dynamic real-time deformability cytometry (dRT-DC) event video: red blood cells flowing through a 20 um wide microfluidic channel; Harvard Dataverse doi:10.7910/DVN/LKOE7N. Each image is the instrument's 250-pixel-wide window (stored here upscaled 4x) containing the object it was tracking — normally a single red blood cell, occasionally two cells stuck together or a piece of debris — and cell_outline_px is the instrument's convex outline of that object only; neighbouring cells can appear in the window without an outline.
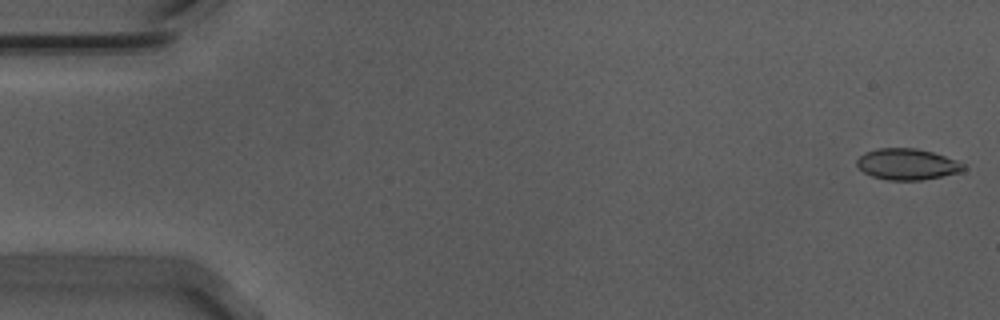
{"species": "Egyptian fruit bat (a non-hibernating species)", "species_latin": "Rousettus aegyptiacus", "temperature_condition": "warm", "stored_images_in_passage": 55, "camera_frame_rate_fps": 3000, "um_per_image_px": 0.085, "animal": {"sex": "male"}, "frame": {"image": 1, "passage_image": 1, "time_ms": 0.0, "image_size_px": [1000, 320], "cell_outline_px": [[964, 172], [924, 180], [888, 180], [872, 176], [864, 172], [856, 164], [856, 160], [864, 152], [880, 148], [916, 148], [932, 152], [956, 160], [964, 164]], "centroid_in_image_um": [77.13, 13.96], "position_along_channel_um": 7.9, "area_um2": 19.42}}
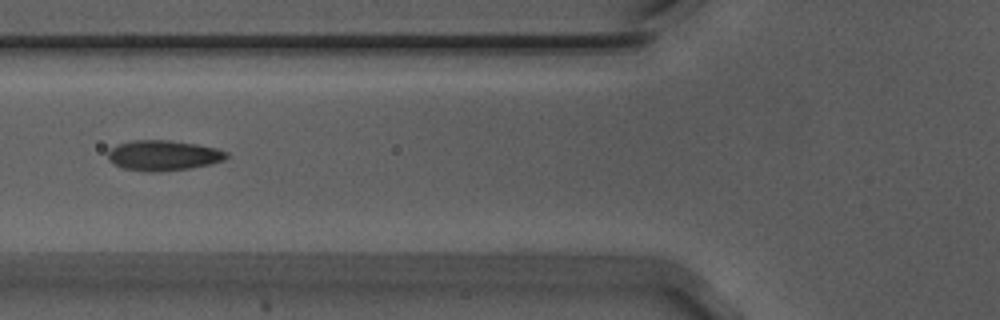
{"frame": {"image": 2, "passage_image": 21, "time_ms": 6.667, "image_size_px": [1000, 320], "cell_outline_px": [[228, 156], [224, 160], [212, 164], [188, 168], [160, 172], [148, 172], [124, 168], [108, 160], [108, 152], [116, 144], [132, 140], [168, 140], [196, 144], [216, 148], [228, 152]], "centroid_in_image_um": [13.89, 13.21], "position_along_channel_um": 111.9, "area_um2": 20.92}}
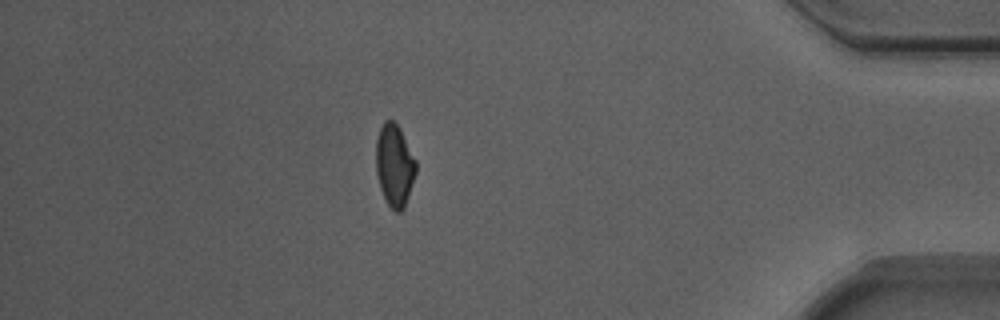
{"frame": {"image": 3, "passage_image": 48, "time_ms": 15.667, "image_size_px": [1000, 320], "cell_outline_px": [[416, 172], [404, 208], [400, 212], [396, 212], [388, 204], [380, 188], [376, 172], [376, 140], [380, 128], [384, 120], [392, 120], [400, 128], [416, 160]], "centroid_in_image_um": [33.53, 14.04], "position_along_channel_um": 401.7, "area_um2": 19.02}, "authors_computed_cell_mechanics": {"area_um2": 19.652, "velocity_mm_per_s": 3.7188, "shape_relaxation_time_tau1_ms": 4.0699, "shape_relaxation_time_tau2_ms": 1.4091, "deformation_change_tau1": 0.1413, "deformation_change_tau2": 0.0686}}